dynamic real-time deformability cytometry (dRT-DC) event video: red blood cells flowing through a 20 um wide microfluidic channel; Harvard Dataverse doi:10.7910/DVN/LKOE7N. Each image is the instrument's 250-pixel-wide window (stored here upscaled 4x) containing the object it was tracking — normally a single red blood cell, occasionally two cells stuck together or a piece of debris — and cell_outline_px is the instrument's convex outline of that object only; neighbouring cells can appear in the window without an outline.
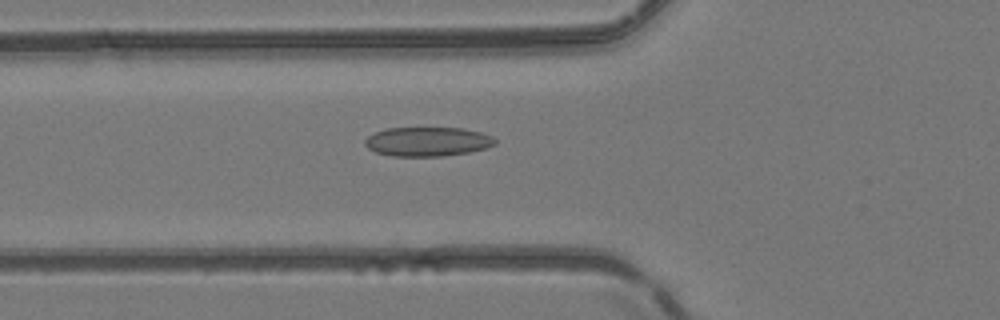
{"species": "common noctule bat (a hibernating species)", "species_latin": "Nyctalus noctula", "temperature_condition": "room temperature", "stored_images_in_passage": 51, "camera_frame_rate_fps": 3000, "um_per_image_px": 0.085, "animal": {"sex": "female", "body_mass_g": 24.6, "forearm_length_mm": 56.2}, "frame": {"image": 1, "passage_image": 19, "time_ms": 6.0, "image_size_px": [1000, 320], "cell_outline_px": [[496, 144], [484, 148], [468, 152], [444, 156], [392, 156], [376, 152], [368, 148], [364, 144], [364, 140], [368, 136], [376, 132], [388, 128], [464, 128], [480, 132], [492, 136], [496, 140]], "centroid_in_image_um": [36.33, 12.03], "position_along_channel_um": 89.5, "area_um2": 22.08}}
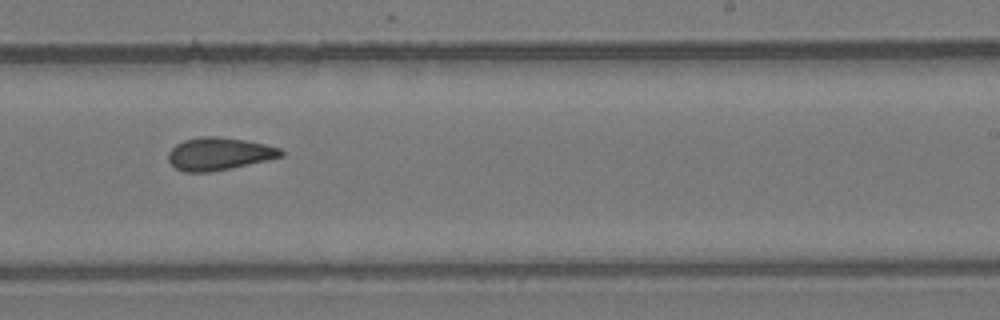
{"frame": {"image": 2, "passage_image": 32, "time_ms": 10.333, "image_size_px": [1000, 320], "cell_outline_px": [[284, 156], [232, 168], [208, 172], [184, 172], [176, 168], [168, 160], [168, 152], [176, 144], [184, 140], [200, 136], [216, 136], [244, 140], [264, 144], [280, 148], [284, 152]], "centroid_in_image_um": [18.61, 13.07], "position_along_channel_um": 270.4, "area_um2": 21.39}}
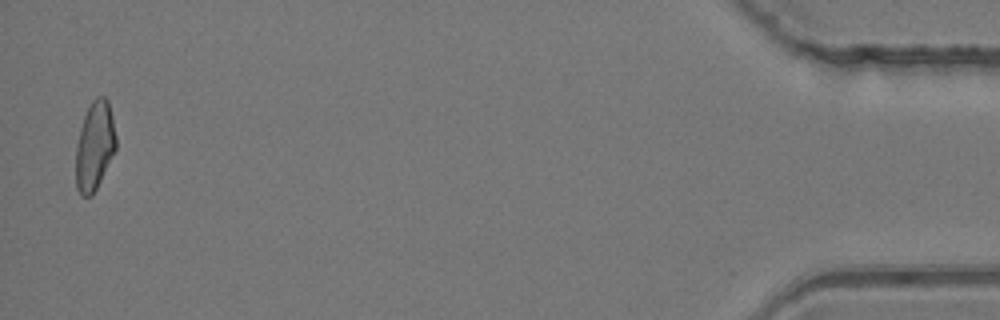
{"frame": {"image": 3, "passage_image": 50, "time_ms": 16.333, "image_size_px": [1000, 320], "cell_outline_px": [[116, 148], [92, 196], [80, 196], [76, 188], [76, 144], [80, 128], [84, 116], [92, 100], [96, 96], [104, 96], [108, 100], [112, 116], [116, 136]], "centroid_in_image_um": [8.03, 12.39], "position_along_channel_um": 427.2, "area_um2": 20.69}, "authors_computed_cell_mechanics": {"area_um2": 21.386, "velocity_mm_per_s": 4.1566, "shape_relaxation_time_tau1_ms": null, "shape_relaxation_time_tau2_ms": 2.5696, "deformation_change_tau1": null, "deformation_change_tau2": 0.0963}}